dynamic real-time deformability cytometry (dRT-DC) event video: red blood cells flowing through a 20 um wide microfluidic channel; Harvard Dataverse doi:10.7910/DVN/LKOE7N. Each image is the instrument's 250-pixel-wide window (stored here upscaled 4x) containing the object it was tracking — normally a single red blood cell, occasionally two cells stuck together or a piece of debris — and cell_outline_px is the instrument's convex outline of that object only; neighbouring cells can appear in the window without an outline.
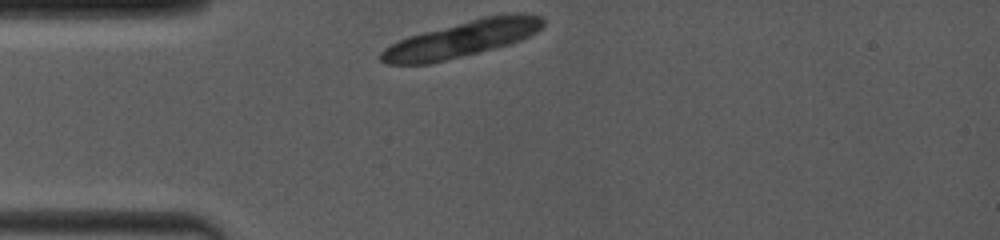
{"species": "common noctule bat (a hibernating species)", "species_latin": "Nyctalus noctula", "temperature_condition": "room temperature", "stored_images_in_passage": 1, "camera_frame_rate_fps": 4000, "um_per_image_px": 0.085, "animal": {"sex": "female", "body_mass_g": 19.0, "forearm_length_mm": 53.3}, "frame": {"image": 1, "passage_image": 1, "time_ms": 0.0, "image_size_px": [1000, 240], "cell_outline_px": [[544, 24], [536, 32], [520, 40], [508, 44], [428, 64], [388, 64], [380, 60], [380, 52], [384, 48], [408, 36], [484, 16], [508, 12], [524, 12], [540, 16], [544, 20]], "centroid_in_image_um": [39.29, 3.28], "position_along_channel_um": 45.7, "area_um2": 33.76}}